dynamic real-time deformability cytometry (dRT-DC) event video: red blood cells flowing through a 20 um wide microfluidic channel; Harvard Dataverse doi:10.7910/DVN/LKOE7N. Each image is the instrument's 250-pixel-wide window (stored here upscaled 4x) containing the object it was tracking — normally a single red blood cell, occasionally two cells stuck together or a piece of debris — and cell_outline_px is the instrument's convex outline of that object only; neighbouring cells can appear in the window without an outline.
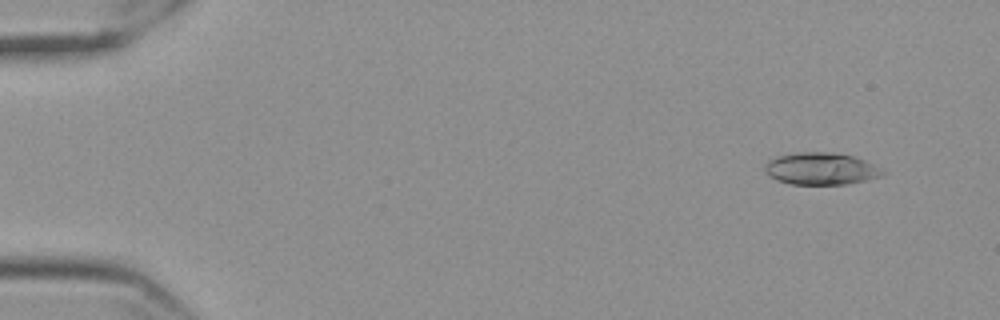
{"species": "Egyptian fruit bat (a non-hibernating species)", "species_latin": "Rousettus aegyptiacus", "temperature_condition": "cold", "stored_images_in_passage": 58, "camera_frame_rate_fps": 3000, "um_per_image_px": 0.085, "frame": {"image": 1, "passage_image": 5, "time_ms": 1.333, "image_size_px": [1000, 320], "cell_outline_px": [[888, 172], [880, 176], [864, 180], [844, 184], [792, 184], [776, 180], [768, 176], [764, 172], [764, 164], [768, 160], [776, 156], [800, 152], [828, 152], [852, 156], [864, 160], [884, 168]], "centroid_in_image_um": [69.76, 14.34], "position_along_channel_um": 15.2, "area_um2": 22.14}}
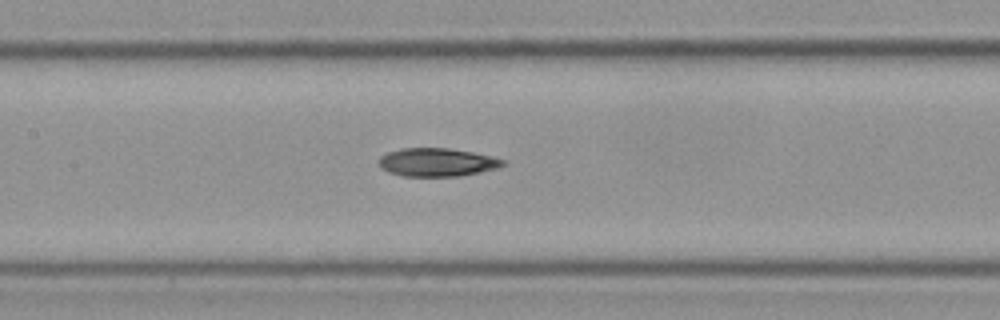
{"frame": {"image": 2, "passage_image": 28, "time_ms": 9.0, "image_size_px": [1000, 320], "cell_outline_px": [[508, 164], [500, 168], [460, 176], [404, 176], [388, 172], [380, 168], [380, 156], [388, 152], [400, 148], [448, 148], [472, 152], [492, 156], [504, 160]], "centroid_in_image_um": [37.18, 13.79], "position_along_channel_um": 170.2, "area_um2": 20.58}}
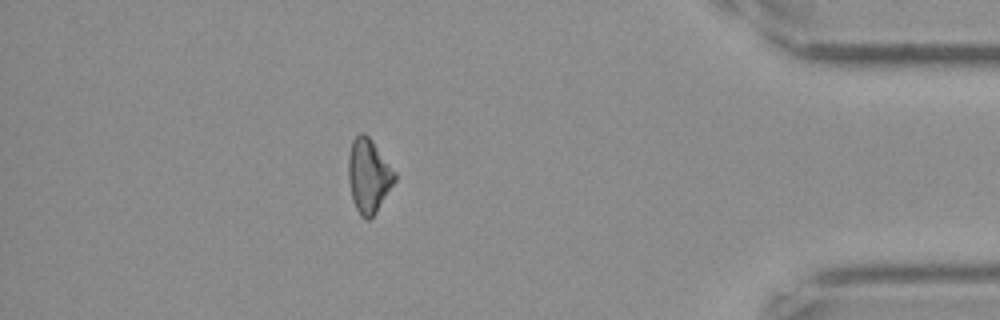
{"frame": {"image": 3, "passage_image": 51, "time_ms": 16.667, "image_size_px": [1000, 320], "cell_outline_px": [[396, 180], [376, 212], [368, 220], [364, 220], [360, 216], [352, 200], [348, 180], [348, 156], [352, 140], [360, 132], [364, 132], [372, 140], [396, 172]], "centroid_in_image_um": [31.32, 14.93], "position_along_channel_um": 403.9, "area_um2": 20.11}, "authors_computed_cell_mechanics": {"area_um2": 20.6346, "velocity_mm_per_s": 3.5638, "shape_relaxation_time_tau1_ms": 10.341, "shape_relaxation_time_tau2_ms": null, "deformation_change_tau1": 0.189, "deformation_change_tau2": null}}